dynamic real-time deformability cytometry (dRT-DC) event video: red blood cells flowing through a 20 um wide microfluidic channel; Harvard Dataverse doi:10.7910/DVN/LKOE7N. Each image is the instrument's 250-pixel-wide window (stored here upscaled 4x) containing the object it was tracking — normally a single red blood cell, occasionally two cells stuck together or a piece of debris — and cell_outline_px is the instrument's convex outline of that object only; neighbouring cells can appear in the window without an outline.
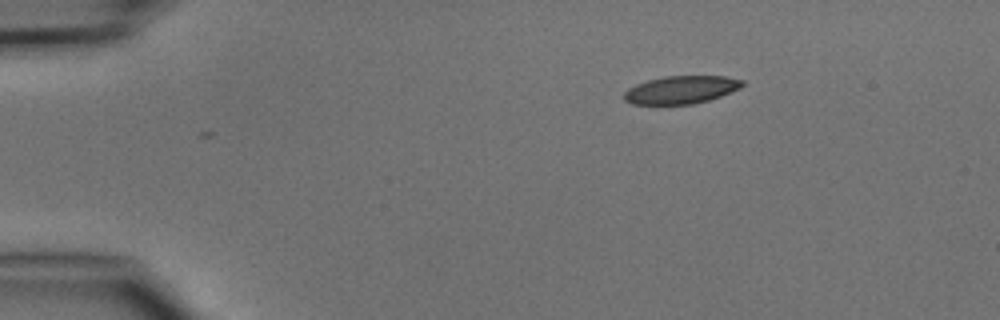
{"species": "common noctule bat (a hibernating species)", "species_latin": "Nyctalus noctula", "temperature_condition": "cold", "stored_images_in_passage": 4, "camera_frame_rate_fps": 3000, "um_per_image_px": 0.085, "animal": {"sex": "male", "body_mass_g": 15.6}, "frame": {"image": 1, "passage_image": 1, "time_ms": 0.0, "image_size_px": [1000, 320], "cell_outline_px": [[744, 84], [740, 88], [720, 96], [708, 100], [692, 104], [632, 104], [624, 100], [624, 92], [628, 88], [636, 84], [648, 80], [664, 76], [724, 76], [744, 80]], "centroid_in_image_um": [57.88, 7.62], "position_along_channel_um": 27.1, "area_um2": 19.13}}
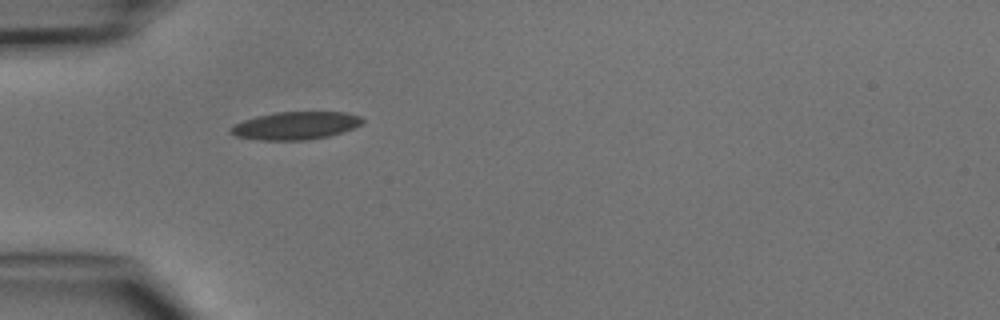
{"frame": {"image": 2, "passage_image": 3, "time_ms": 2.333, "image_size_px": [1000, 320], "cell_outline_px": [[364, 120], [360, 124], [352, 128], [328, 136], [308, 140], [260, 140], [236, 136], [228, 132], [228, 128], [244, 120], [256, 116], [276, 112], [344, 112], [360, 116]], "centroid_in_image_um": [25.08, 10.68], "position_along_channel_um": 59.9, "area_um2": 21.21}}